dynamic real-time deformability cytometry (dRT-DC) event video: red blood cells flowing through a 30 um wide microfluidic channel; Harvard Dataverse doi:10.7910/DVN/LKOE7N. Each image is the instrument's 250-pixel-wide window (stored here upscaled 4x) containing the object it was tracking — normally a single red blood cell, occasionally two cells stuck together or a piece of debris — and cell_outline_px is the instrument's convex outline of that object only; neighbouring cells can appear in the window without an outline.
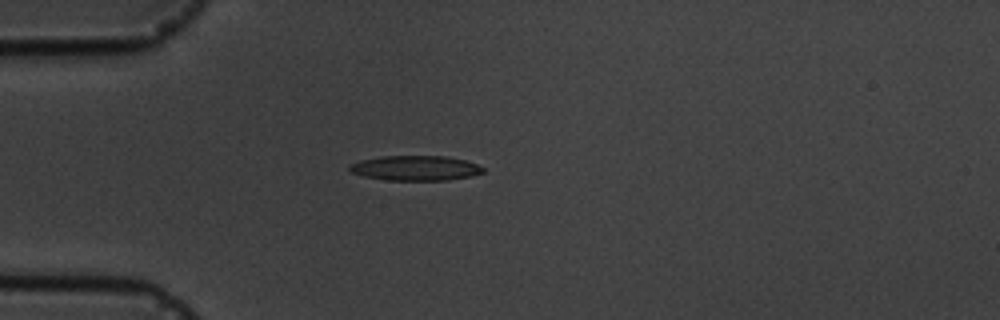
{"species": "common noctule bat (a hibernating species)", "species_latin": "Nyctalus noctula", "temperature_condition": "cold", "stored_images_in_passage": 2, "camera_frame_rate_fps": 3000, "um_per_image_px": 0.085, "animal": {"sex": "male", "body_mass_g": 19.5, "forearm_length_mm": 54.6}, "frame": {"image": 1, "passage_image": 1, "time_ms": 0.0, "image_size_px": [1000, 320], "cell_outline_px": [[484, 172], [472, 176], [448, 180], [384, 180], [364, 176], [352, 172], [348, 168], [348, 164], [360, 160], [380, 156], [444, 156], [464, 160], [476, 164], [484, 168]], "centroid_in_image_um": [35.28, 14.29], "position_along_channel_um": 49.7, "area_um2": 19.42}}